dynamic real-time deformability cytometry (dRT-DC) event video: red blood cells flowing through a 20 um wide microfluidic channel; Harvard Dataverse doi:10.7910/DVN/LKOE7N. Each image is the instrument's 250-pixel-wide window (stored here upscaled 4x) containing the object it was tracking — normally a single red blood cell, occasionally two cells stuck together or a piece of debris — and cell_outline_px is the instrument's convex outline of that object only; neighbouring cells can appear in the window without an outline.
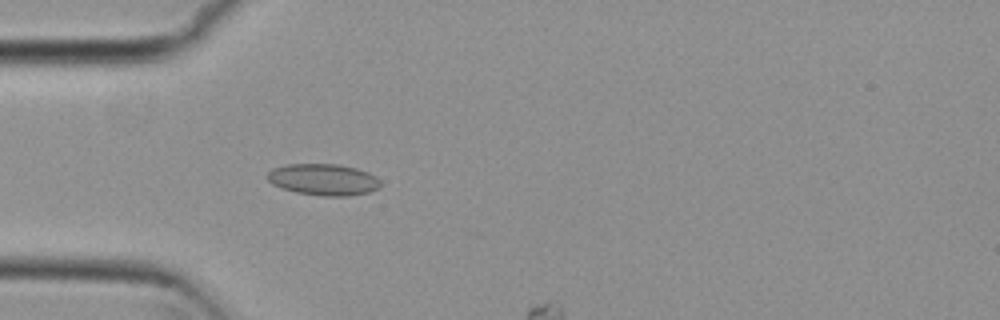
{"species": "common noctule bat (a hibernating species)", "species_latin": "Nyctalus noctula", "temperature_condition": "cold", "stored_images_in_passage": 18, "camera_frame_rate_fps": 3000, "um_per_image_px": 0.085, "animal": {"sex": "female", "body_mass_g": 29.2, "forearm_length_mm": 56.3}, "frame": {"image": 1, "passage_image": 16, "time_ms": 5.0, "image_size_px": [1000, 320], "cell_outline_px": [[380, 188], [368, 192], [348, 196], [320, 196], [296, 192], [272, 184], [264, 176], [272, 168], [288, 164], [340, 164], [356, 168], [368, 172], [376, 176], [380, 180]], "centroid_in_image_um": [27.49, 15.26], "position_along_channel_um": 57.5, "area_um2": 20.92}}